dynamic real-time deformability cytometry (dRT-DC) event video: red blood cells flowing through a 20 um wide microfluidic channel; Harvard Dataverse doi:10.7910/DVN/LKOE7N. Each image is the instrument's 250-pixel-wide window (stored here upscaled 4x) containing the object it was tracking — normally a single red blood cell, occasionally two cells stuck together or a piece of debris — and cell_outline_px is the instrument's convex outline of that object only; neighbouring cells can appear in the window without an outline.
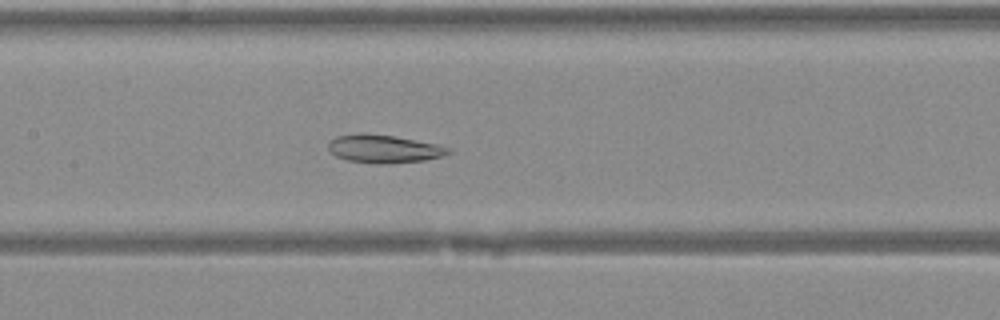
{"species": "Egyptian fruit bat (a non-hibernating species)", "species_latin": "Rousettus aegyptiacus", "temperature_condition": "warm", "stored_images_in_passage": 44, "camera_frame_rate_fps": 3000, "um_per_image_px": 0.085, "animal": {"sex": "female"}, "frame": {"image": 1, "passage_image": 22, "time_ms": 7.0, "image_size_px": [1000, 320], "cell_outline_px": [[452, 152], [440, 156], [424, 160], [388, 164], [376, 164], [348, 160], [336, 156], [328, 148], [328, 140], [336, 136], [392, 136], [436, 144], [452, 148]], "centroid_in_image_um": [32.67, 12.7], "position_along_channel_um": 174.7, "area_um2": 18.84}}
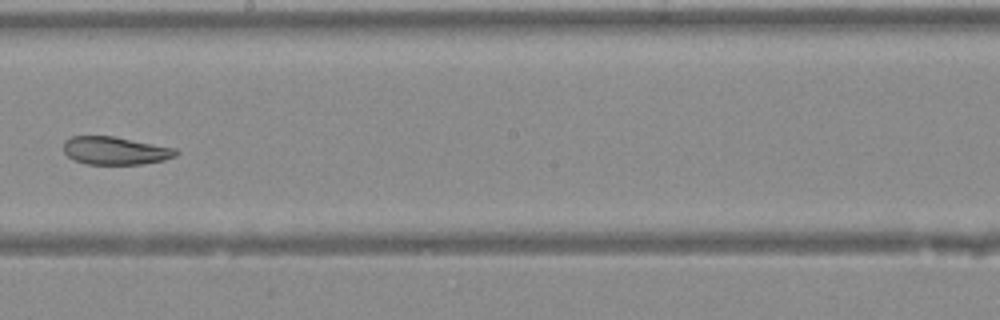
{"frame": {"image": 2, "passage_image": 26, "time_ms": 8.333, "image_size_px": [1000, 320], "cell_outline_px": [[180, 152], [176, 156], [164, 160], [140, 164], [84, 164], [68, 156], [64, 152], [64, 140], [72, 136], [112, 136], [176, 148]], "centroid_in_image_um": [9.8, 12.8], "position_along_channel_um": 238.4, "area_um2": 18.26}}
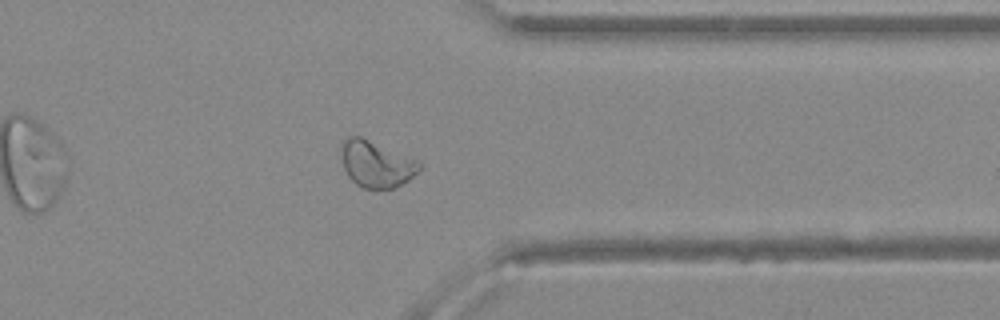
{"frame": {"image": 3, "passage_image": 35, "time_ms": 11.333, "image_size_px": [1000, 320], "cell_outline_px": [[420, 168], [408, 180], [392, 188], [360, 188], [348, 176], [344, 168], [340, 148], [344, 140], [352, 136], [360, 136], [416, 160], [420, 164]], "centroid_in_image_um": [31.93, 13.95], "position_along_channel_um": 379.5, "area_um2": 20.58}}